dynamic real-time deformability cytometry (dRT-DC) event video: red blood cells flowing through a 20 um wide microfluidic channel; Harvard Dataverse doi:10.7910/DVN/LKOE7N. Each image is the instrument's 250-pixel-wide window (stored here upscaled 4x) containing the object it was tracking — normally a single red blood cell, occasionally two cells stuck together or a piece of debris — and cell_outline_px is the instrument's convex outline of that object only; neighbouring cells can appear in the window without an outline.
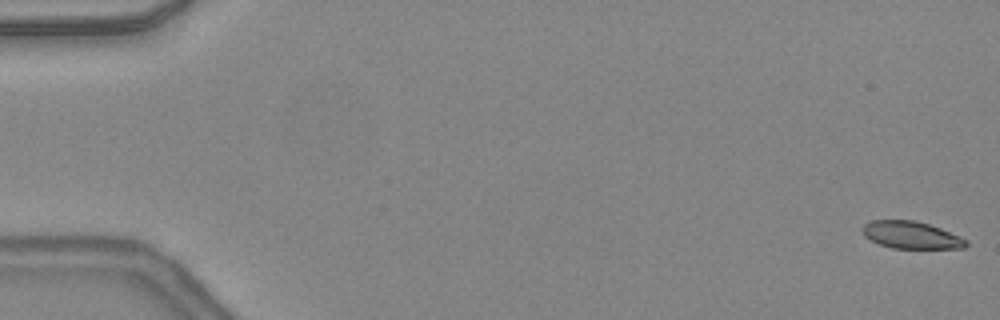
{"species": "common noctule bat (a hibernating species)", "species_latin": "Nyctalus noctula", "temperature_condition": "warm", "stored_images_in_passage": 48, "camera_frame_rate_fps": 3000, "um_per_image_px": 0.085, "animal": {"sex": "female", "body_mass_g": 24.6, "forearm_length_mm": 56.2}, "frame": {"image": 1, "passage_image": 1, "time_ms": 0.0, "image_size_px": [1000, 320], "cell_outline_px": [[968, 244], [964, 248], [892, 248], [880, 244], [864, 236], [860, 228], [864, 224], [872, 220], [912, 220], [928, 224], [940, 228], [960, 236], [968, 240]], "centroid_in_image_um": [77.44, 19.97], "position_along_channel_um": 7.6, "area_um2": 16.42}}
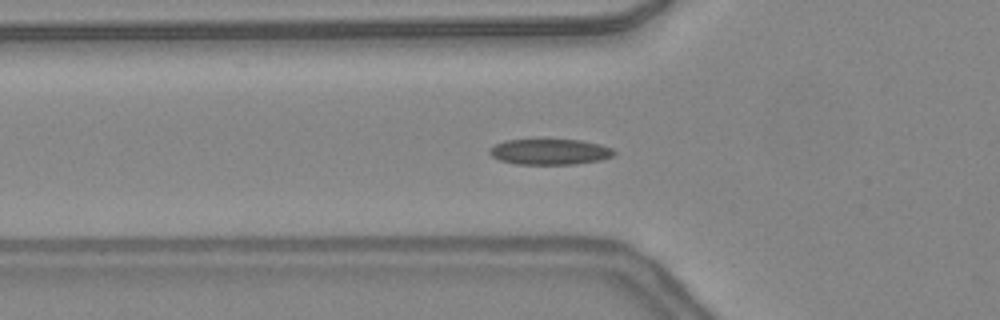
{"frame": {"image": 2, "passage_image": 17, "time_ms": 5.333, "image_size_px": [1000, 320], "cell_outline_px": [[616, 152], [612, 156], [600, 160], [576, 164], [516, 164], [500, 160], [492, 156], [488, 152], [488, 148], [504, 140], [544, 136], [580, 140], [600, 144], [612, 148]], "centroid_in_image_um": [46.69, 12.84], "position_along_channel_um": 79.1, "area_um2": 19.71}}
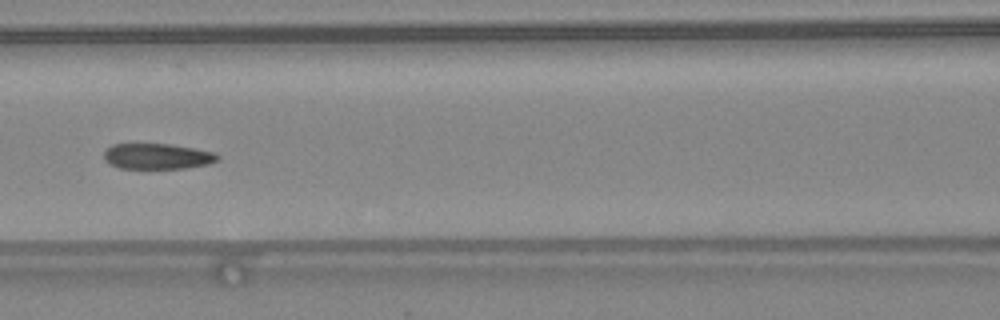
{"frame": {"image": 3, "passage_image": 22, "time_ms": 7.0, "image_size_px": [1000, 320], "cell_outline_px": [[220, 156], [216, 160], [208, 164], [184, 168], [120, 168], [108, 164], [104, 160], [104, 152], [112, 144], [168, 144], [192, 148], [212, 152]], "centroid_in_image_um": [13.31, 13.29], "position_along_channel_um": 153.3, "area_um2": 16.76}, "authors_computed_cell_mechanics": {"area_um2": 18.0047, "velocity_mm_per_s": 4.3908, "shape_relaxation_time_tau1_ms": 9.0838, "shape_relaxation_time_tau2_ms": 1.3598, "deformation_change_tau1": 0.2292, "deformation_change_tau2": 0.0724}}